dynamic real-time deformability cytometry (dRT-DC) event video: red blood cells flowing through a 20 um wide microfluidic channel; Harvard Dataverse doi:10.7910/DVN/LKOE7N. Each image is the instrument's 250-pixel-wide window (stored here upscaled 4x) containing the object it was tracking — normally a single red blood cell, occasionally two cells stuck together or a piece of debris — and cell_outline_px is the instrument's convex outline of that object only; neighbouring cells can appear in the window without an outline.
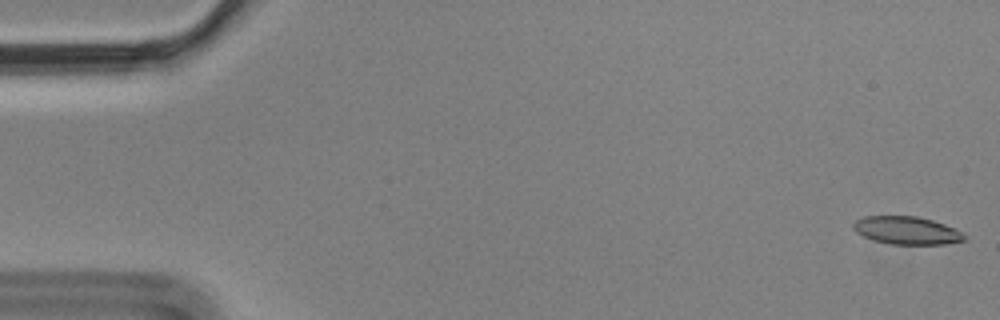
{"species": "Egyptian fruit bat (a non-hibernating species)", "species_latin": "Rousettus aegyptiacus", "temperature_condition": "cold", "stored_images_in_passage": 7, "camera_frame_rate_fps": 3000, "um_per_image_px": 0.085, "animal": {"sex": "male"}, "frame": {"image": 1, "passage_image": 1, "time_ms": 0.0, "image_size_px": [1000, 320], "cell_outline_px": [[964, 240], [944, 244], [892, 244], [872, 240], [856, 232], [852, 228], [852, 224], [856, 220], [864, 216], [916, 216], [932, 220], [944, 224], [960, 232], [964, 236]], "centroid_in_image_um": [77.0, 19.58], "position_along_channel_um": 8.0, "area_um2": 17.8}}